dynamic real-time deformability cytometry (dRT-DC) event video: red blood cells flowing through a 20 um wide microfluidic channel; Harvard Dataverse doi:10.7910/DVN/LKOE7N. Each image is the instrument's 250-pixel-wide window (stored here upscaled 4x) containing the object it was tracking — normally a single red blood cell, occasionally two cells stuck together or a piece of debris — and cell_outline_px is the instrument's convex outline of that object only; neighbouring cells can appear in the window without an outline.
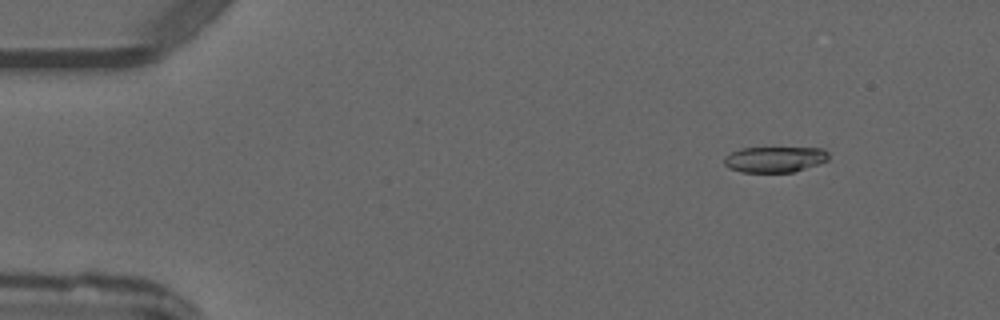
{"species": "common noctule bat (a hibernating species)", "species_latin": "Nyctalus noctula", "temperature_condition": "warm", "stored_images_in_passage": 5, "camera_frame_rate_fps": 3000, "um_per_image_px": 0.085, "animal": {"sex": "male", "forearm_length_mm": 52.5}, "frame": {"image": 1, "passage_image": 2, "time_ms": 1.333, "image_size_px": [1000, 320], "cell_outline_px": [[828, 160], [792, 172], [740, 172], [728, 168], [724, 164], [724, 156], [740, 148], [824, 148], [828, 152]], "centroid_in_image_um": [65.81, 13.54], "position_along_channel_um": 19.2, "area_um2": 15.61}}